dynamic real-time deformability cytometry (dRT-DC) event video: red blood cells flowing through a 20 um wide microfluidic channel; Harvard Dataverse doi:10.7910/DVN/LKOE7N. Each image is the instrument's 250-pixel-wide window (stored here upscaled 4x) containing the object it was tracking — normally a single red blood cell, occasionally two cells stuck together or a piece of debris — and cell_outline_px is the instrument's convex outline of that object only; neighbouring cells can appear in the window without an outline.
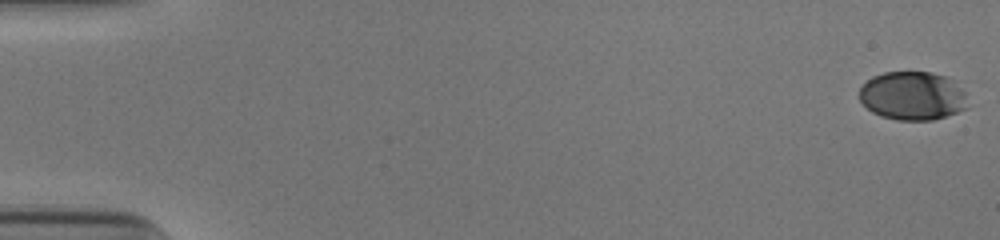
{"species": "human", "species_latin": "Homo sapiens", "temperature_condition": "cold", "stored_images_in_passage": 53, "camera_frame_rate_fps": 3000, "um_per_image_px": 0.085, "donor": {"sex": "male"}, "frame": {"image": 1, "passage_image": 1, "time_ms": 0.0, "image_size_px": [1000, 240], "cell_outline_px": [[968, 108], [932, 120], [896, 120], [880, 116], [872, 112], [860, 100], [860, 88], [872, 76], [884, 72], [932, 72], [948, 76], [956, 80], [964, 92]], "centroid_in_image_um": [77.59, 8.13], "position_along_channel_um": 7.4, "area_um2": 30.87}}
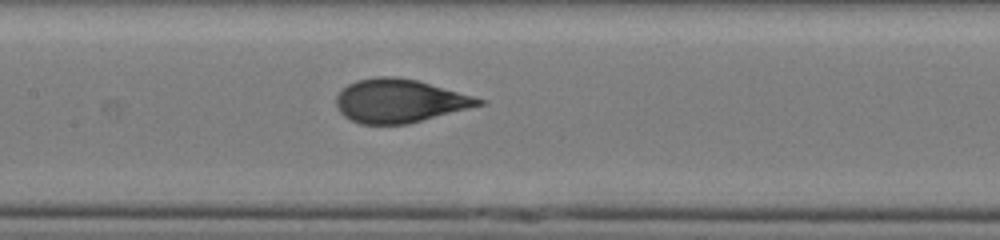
{"frame": {"image": 2, "passage_image": 27, "time_ms": 8.667, "image_size_px": [1000, 240], "cell_outline_px": [[488, 100], [484, 104], [408, 124], [360, 124], [344, 116], [340, 112], [336, 104], [336, 96], [348, 84], [356, 80], [376, 76], [396, 76], [416, 80]], "centroid_in_image_um": [33.95, 8.57], "position_along_channel_um": 173.4, "area_um2": 35.95}}
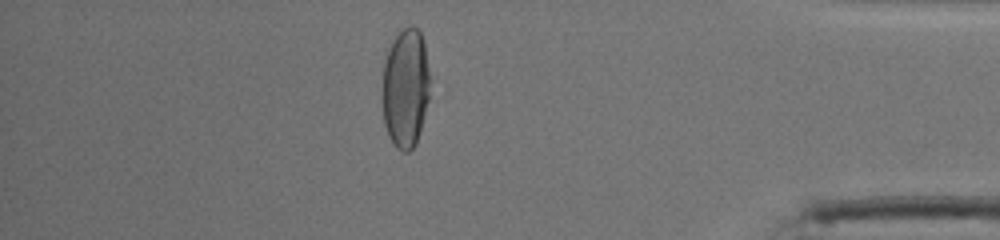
{"frame": {"image": 3, "passage_image": 47, "time_ms": 15.333, "image_size_px": [1000, 240], "cell_outline_px": [[428, 100], [420, 132], [416, 144], [408, 152], [404, 152], [396, 148], [388, 136], [384, 124], [380, 96], [380, 88], [384, 64], [388, 48], [396, 36], [408, 24], [412, 24], [420, 32], [424, 44], [428, 68]], "centroid_in_image_um": [34.42, 7.51], "position_along_channel_um": 400.8, "area_um2": 33.58}, "authors_computed_cell_mechanics": {"area_um2": 35.7204, "velocity_mm_per_s": 3.9084, "shape_relaxation_time_tau1_ms": 4.9927, "shape_relaxation_time_tau2_ms": null, "deformation_change_tau1": 0.1918, "deformation_change_tau2": null}}